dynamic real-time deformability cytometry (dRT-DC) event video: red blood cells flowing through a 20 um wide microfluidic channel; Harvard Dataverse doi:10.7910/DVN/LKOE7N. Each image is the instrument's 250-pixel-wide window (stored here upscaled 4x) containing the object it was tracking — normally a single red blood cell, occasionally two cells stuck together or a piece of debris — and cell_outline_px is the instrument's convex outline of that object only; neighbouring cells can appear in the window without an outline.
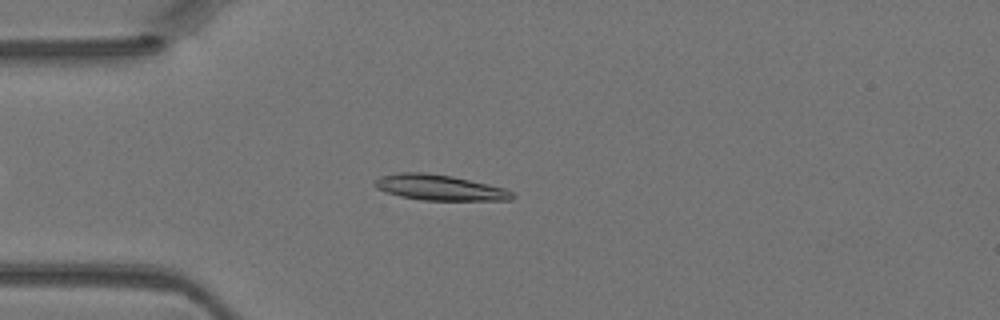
{"species": "Egyptian fruit bat (a non-hibernating species)", "species_latin": "Rousettus aegyptiacus", "temperature_condition": "warm", "stored_images_in_passage": 40, "camera_frame_rate_fps": 3000, "um_per_image_px": 0.085, "animal": {"sex": "female"}, "frame": {"image": 1, "passage_image": 9, "time_ms": 2.667, "image_size_px": [1000, 320], "cell_outline_px": [[516, 196], [512, 200], [424, 200], [400, 196], [376, 188], [372, 184], [380, 176], [400, 172], [424, 172], [452, 176], [488, 184], [504, 188], [512, 192]], "centroid_in_image_um": [37.36, 15.94], "position_along_channel_um": 47.6, "area_um2": 20.4}}
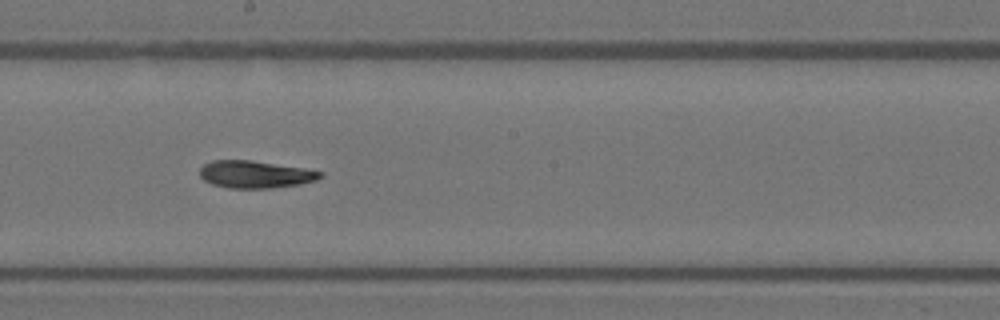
{"frame": {"image": 2, "passage_image": 22, "time_ms": 7.0, "image_size_px": [1000, 320], "cell_outline_px": [[324, 172], [316, 180], [300, 184], [272, 188], [228, 188], [212, 184], [204, 180], [200, 176], [200, 168], [204, 164], [212, 160], [252, 160], [304, 168]], "centroid_in_image_um": [21.67, 14.82], "position_along_channel_um": 226.5, "area_um2": 19.19}}
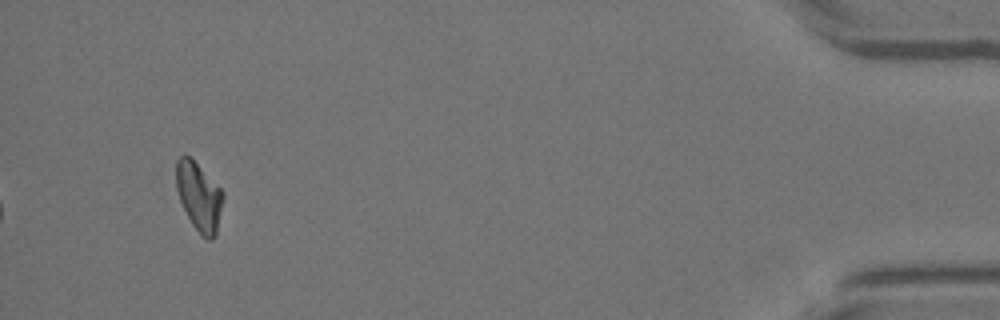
{"frame": {"image": 3, "passage_image": 40, "time_ms": 13.0, "image_size_px": [1000, 320], "cell_outline_px": [[224, 200], [216, 236], [212, 240], [208, 240], [200, 236], [192, 224], [180, 200], [176, 188], [176, 160], [184, 152], [192, 156], [224, 192]], "centroid_in_image_um": [16.93, 16.67], "position_along_channel_um": 418.3, "area_um2": 19.31}}